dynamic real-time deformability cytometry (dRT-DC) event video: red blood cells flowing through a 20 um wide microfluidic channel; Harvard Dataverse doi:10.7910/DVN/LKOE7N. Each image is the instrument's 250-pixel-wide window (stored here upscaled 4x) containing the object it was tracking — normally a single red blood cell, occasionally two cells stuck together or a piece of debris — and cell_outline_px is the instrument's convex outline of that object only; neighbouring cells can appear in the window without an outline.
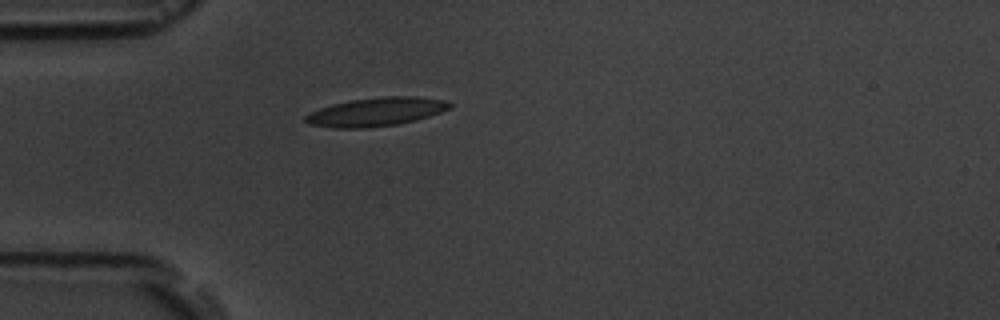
{"species": "common noctule bat (a hibernating species)", "species_latin": "Nyctalus noctula", "temperature_condition": "room temperature", "stored_images_in_passage": 1, "camera_frame_rate_fps": 3000, "um_per_image_px": 0.085, "animal": {"sex": "male", "body_mass_g": 19.5, "forearm_length_mm": 54.6}, "frame": {"image": 1, "passage_image": 1, "time_ms": 0.0, "image_size_px": [1000, 320], "cell_outline_px": [[452, 108], [416, 120], [396, 124], [364, 128], [332, 128], [308, 124], [304, 120], [304, 116], [308, 112], [332, 104], [352, 100], [384, 96], [416, 96], [448, 100], [452, 104]], "centroid_in_image_um": [31.96, 9.5], "position_along_channel_um": 53.0, "area_um2": 24.16}}